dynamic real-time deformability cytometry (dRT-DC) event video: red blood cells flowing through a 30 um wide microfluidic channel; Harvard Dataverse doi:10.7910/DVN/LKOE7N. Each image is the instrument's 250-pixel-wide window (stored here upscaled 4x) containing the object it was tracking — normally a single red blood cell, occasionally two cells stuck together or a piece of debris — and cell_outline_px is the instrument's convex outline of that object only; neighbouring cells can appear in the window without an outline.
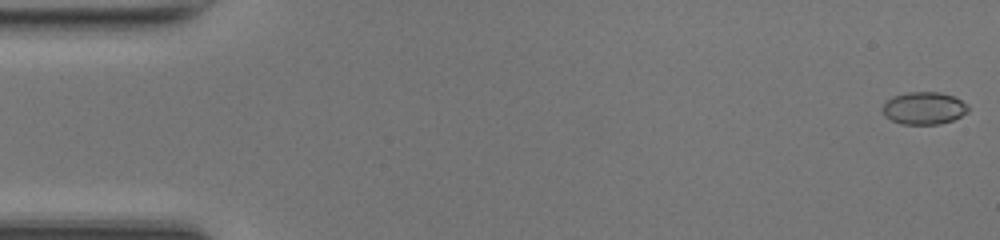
{"species": "common noctule bat (a hibernating species)", "species_latin": "Nyctalus noctula", "temperature_condition": "room temperature", "stored_images_in_passage": 49, "camera_frame_rate_fps": 3000, "um_per_image_px": 0.085, "animal": {"sex": "female", "body_mass_g": 17.0, "forearm_length_mm": 48.0}, "frame": {"image": 1, "passage_image": 1, "time_ms": 0.0, "image_size_px": [1000, 240], "cell_outline_px": [[968, 112], [952, 120], [940, 124], [900, 124], [884, 116], [880, 108], [892, 96], [908, 92], [940, 92], [952, 96], [968, 104]], "centroid_in_image_um": [78.51, 9.19], "position_along_channel_um": 6.5, "area_um2": 16.24}}
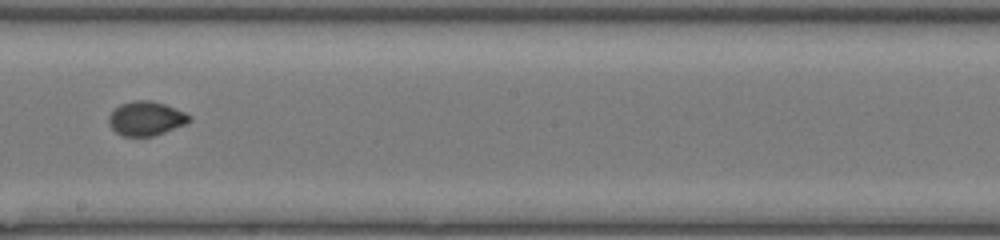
{"frame": {"image": 2, "passage_image": 28, "time_ms": 9.0, "image_size_px": [1000, 240], "cell_outline_px": [[192, 120], [184, 124], [164, 132], [152, 136], [124, 136], [116, 132], [108, 124], [108, 116], [120, 104], [132, 100], [148, 100], [164, 104], [184, 112], [192, 116]], "centroid_in_image_um": [12.39, 10.06], "position_along_channel_um": 235.8, "area_um2": 15.9}}
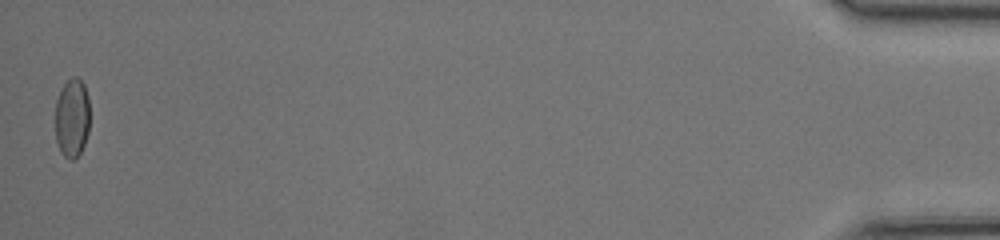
{"frame": {"image": 3, "passage_image": 49, "time_ms": 16.0, "image_size_px": [1000, 240], "cell_outline_px": [[88, 132], [84, 144], [80, 152], [72, 160], [68, 160], [60, 152], [56, 140], [56, 100], [64, 84], [72, 76], [76, 76], [84, 84], [88, 96]], "centroid_in_image_um": [6.12, 10.02], "position_along_channel_um": 429.1, "area_um2": 15.78}, "authors_computed_cell_mechanics": {"area_um2": 15.9528, "velocity_mm_per_s": 4.2369, "shape_relaxation_time_tau1_ms": 5.9239, "shape_relaxation_time_tau2_ms": null, "deformation_change_tau1": 0.1674, "deformation_change_tau2": null}}